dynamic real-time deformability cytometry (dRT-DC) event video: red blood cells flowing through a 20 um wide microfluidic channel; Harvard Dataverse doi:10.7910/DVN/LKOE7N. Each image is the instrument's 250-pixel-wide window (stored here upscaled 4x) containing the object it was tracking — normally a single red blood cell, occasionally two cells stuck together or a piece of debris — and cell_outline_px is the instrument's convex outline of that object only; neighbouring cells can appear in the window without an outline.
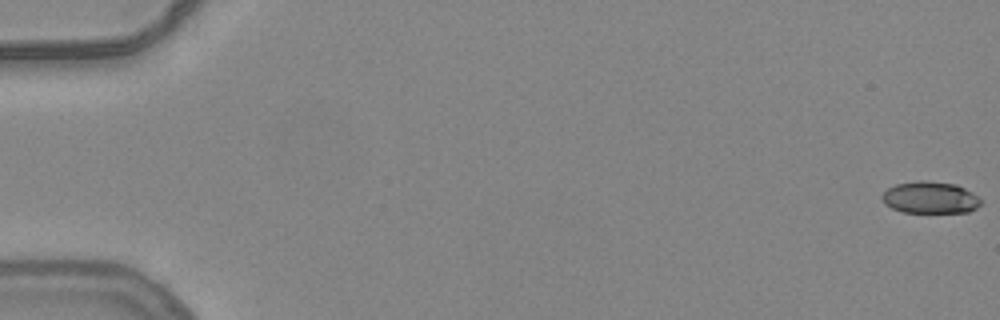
{"species": "common noctule bat (a hibernating species)", "species_latin": "Nyctalus noctula", "temperature_condition": "warm", "stored_images_in_passage": 11, "camera_frame_rate_fps": 3000, "um_per_image_px": 0.085, "animal": {"sex": "female", "body_mass_g": 24.6, "forearm_length_mm": 56.2}, "frame": {"image": 1, "passage_image": 1, "time_ms": 0.0, "image_size_px": [1000, 320], "cell_outline_px": [[980, 204], [976, 208], [968, 212], [904, 212], [892, 208], [884, 204], [880, 196], [888, 188], [896, 184], [916, 180], [928, 180], [956, 184], [972, 192], [980, 200]], "centroid_in_image_um": [79.03, 16.78], "position_along_channel_um": 6.0, "area_um2": 18.38}}